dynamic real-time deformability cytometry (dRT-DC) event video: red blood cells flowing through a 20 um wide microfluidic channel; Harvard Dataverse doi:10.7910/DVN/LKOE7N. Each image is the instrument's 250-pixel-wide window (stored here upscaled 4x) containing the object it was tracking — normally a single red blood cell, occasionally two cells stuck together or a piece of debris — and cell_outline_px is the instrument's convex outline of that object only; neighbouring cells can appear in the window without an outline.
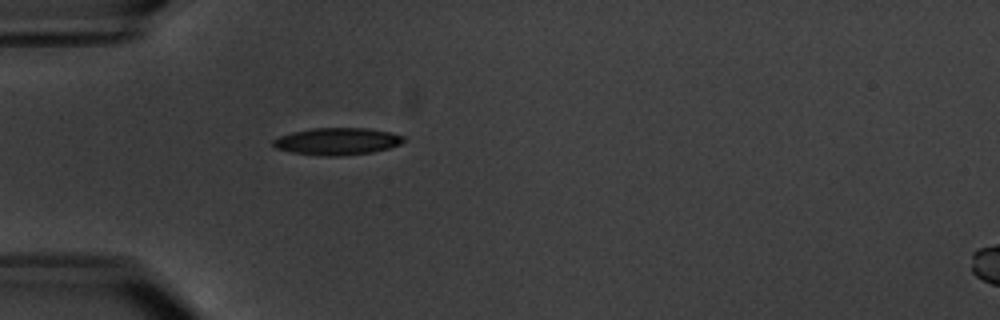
{"species": "common noctule bat (a hibernating species)", "species_latin": "Nyctalus noctula", "temperature_condition": "warm", "stored_images_in_passage": 1, "camera_frame_rate_fps": 3000, "um_per_image_px": 0.085, "animal": {"sex": "male", "body_mass_g": 20.1, "forearm_length_mm": 53.5}, "frame": {"image": 1, "passage_image": 1, "time_ms": 0.0, "image_size_px": [1000, 320], "cell_outline_px": [[404, 140], [400, 144], [388, 148], [372, 152], [340, 156], [328, 156], [292, 152], [276, 148], [272, 144], [272, 140], [280, 136], [292, 132], [312, 128], [368, 128], [392, 132], [404, 136]], "centroid_in_image_um": [28.67, 12.0], "position_along_channel_um": 56.3, "area_um2": 20.52}}